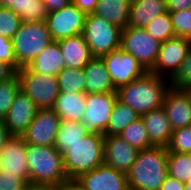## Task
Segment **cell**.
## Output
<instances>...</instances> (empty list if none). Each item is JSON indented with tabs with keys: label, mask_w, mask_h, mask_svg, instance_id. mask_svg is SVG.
<instances>
[{
	"label": "cell",
	"mask_w": 191,
	"mask_h": 190,
	"mask_svg": "<svg viewBox=\"0 0 191 190\" xmlns=\"http://www.w3.org/2000/svg\"><path fill=\"white\" fill-rule=\"evenodd\" d=\"M104 164L127 173L135 162L139 150L118 135L104 137Z\"/></svg>",
	"instance_id": "17"
},
{
	"label": "cell",
	"mask_w": 191,
	"mask_h": 190,
	"mask_svg": "<svg viewBox=\"0 0 191 190\" xmlns=\"http://www.w3.org/2000/svg\"><path fill=\"white\" fill-rule=\"evenodd\" d=\"M162 107L173 130L187 127L191 123V94L188 91L170 88Z\"/></svg>",
	"instance_id": "18"
},
{
	"label": "cell",
	"mask_w": 191,
	"mask_h": 190,
	"mask_svg": "<svg viewBox=\"0 0 191 190\" xmlns=\"http://www.w3.org/2000/svg\"><path fill=\"white\" fill-rule=\"evenodd\" d=\"M184 190H191V179L187 183H185Z\"/></svg>",
	"instance_id": "48"
},
{
	"label": "cell",
	"mask_w": 191,
	"mask_h": 190,
	"mask_svg": "<svg viewBox=\"0 0 191 190\" xmlns=\"http://www.w3.org/2000/svg\"><path fill=\"white\" fill-rule=\"evenodd\" d=\"M66 68H84L93 58L89 45L82 34L71 36L58 41Z\"/></svg>",
	"instance_id": "20"
},
{
	"label": "cell",
	"mask_w": 191,
	"mask_h": 190,
	"mask_svg": "<svg viewBox=\"0 0 191 190\" xmlns=\"http://www.w3.org/2000/svg\"><path fill=\"white\" fill-rule=\"evenodd\" d=\"M187 39L188 42V48H189V52L191 53V36H189Z\"/></svg>",
	"instance_id": "49"
},
{
	"label": "cell",
	"mask_w": 191,
	"mask_h": 190,
	"mask_svg": "<svg viewBox=\"0 0 191 190\" xmlns=\"http://www.w3.org/2000/svg\"><path fill=\"white\" fill-rule=\"evenodd\" d=\"M0 7L13 10L26 22H46L48 17L42 0H0Z\"/></svg>",
	"instance_id": "26"
},
{
	"label": "cell",
	"mask_w": 191,
	"mask_h": 190,
	"mask_svg": "<svg viewBox=\"0 0 191 190\" xmlns=\"http://www.w3.org/2000/svg\"><path fill=\"white\" fill-rule=\"evenodd\" d=\"M27 182L15 174L0 171V190H23Z\"/></svg>",
	"instance_id": "39"
},
{
	"label": "cell",
	"mask_w": 191,
	"mask_h": 190,
	"mask_svg": "<svg viewBox=\"0 0 191 190\" xmlns=\"http://www.w3.org/2000/svg\"><path fill=\"white\" fill-rule=\"evenodd\" d=\"M118 136L139 151L153 146L141 117L128 125Z\"/></svg>",
	"instance_id": "31"
},
{
	"label": "cell",
	"mask_w": 191,
	"mask_h": 190,
	"mask_svg": "<svg viewBox=\"0 0 191 190\" xmlns=\"http://www.w3.org/2000/svg\"><path fill=\"white\" fill-rule=\"evenodd\" d=\"M16 71L9 65L0 61V83L11 79Z\"/></svg>",
	"instance_id": "44"
},
{
	"label": "cell",
	"mask_w": 191,
	"mask_h": 190,
	"mask_svg": "<svg viewBox=\"0 0 191 190\" xmlns=\"http://www.w3.org/2000/svg\"><path fill=\"white\" fill-rule=\"evenodd\" d=\"M161 42L144 28L127 26L121 30L120 48L132 54L146 72H150L158 57Z\"/></svg>",
	"instance_id": "8"
},
{
	"label": "cell",
	"mask_w": 191,
	"mask_h": 190,
	"mask_svg": "<svg viewBox=\"0 0 191 190\" xmlns=\"http://www.w3.org/2000/svg\"><path fill=\"white\" fill-rule=\"evenodd\" d=\"M184 188H185V183L168 175V177L160 186L159 190H184Z\"/></svg>",
	"instance_id": "41"
},
{
	"label": "cell",
	"mask_w": 191,
	"mask_h": 190,
	"mask_svg": "<svg viewBox=\"0 0 191 190\" xmlns=\"http://www.w3.org/2000/svg\"><path fill=\"white\" fill-rule=\"evenodd\" d=\"M167 11L177 12L191 8V0H166Z\"/></svg>",
	"instance_id": "40"
},
{
	"label": "cell",
	"mask_w": 191,
	"mask_h": 190,
	"mask_svg": "<svg viewBox=\"0 0 191 190\" xmlns=\"http://www.w3.org/2000/svg\"><path fill=\"white\" fill-rule=\"evenodd\" d=\"M59 187L50 184L27 183L23 190H58Z\"/></svg>",
	"instance_id": "46"
},
{
	"label": "cell",
	"mask_w": 191,
	"mask_h": 190,
	"mask_svg": "<svg viewBox=\"0 0 191 190\" xmlns=\"http://www.w3.org/2000/svg\"><path fill=\"white\" fill-rule=\"evenodd\" d=\"M52 41L46 22L22 21L12 37L16 71L27 66Z\"/></svg>",
	"instance_id": "5"
},
{
	"label": "cell",
	"mask_w": 191,
	"mask_h": 190,
	"mask_svg": "<svg viewBox=\"0 0 191 190\" xmlns=\"http://www.w3.org/2000/svg\"><path fill=\"white\" fill-rule=\"evenodd\" d=\"M75 181L85 190H129L127 174L104 163Z\"/></svg>",
	"instance_id": "14"
},
{
	"label": "cell",
	"mask_w": 191,
	"mask_h": 190,
	"mask_svg": "<svg viewBox=\"0 0 191 190\" xmlns=\"http://www.w3.org/2000/svg\"><path fill=\"white\" fill-rule=\"evenodd\" d=\"M101 58L116 89L142 77L146 73L137 59L121 48L113 50Z\"/></svg>",
	"instance_id": "10"
},
{
	"label": "cell",
	"mask_w": 191,
	"mask_h": 190,
	"mask_svg": "<svg viewBox=\"0 0 191 190\" xmlns=\"http://www.w3.org/2000/svg\"><path fill=\"white\" fill-rule=\"evenodd\" d=\"M104 135L90 132L81 141L69 146L63 155L64 170L69 180L96 169L104 163Z\"/></svg>",
	"instance_id": "4"
},
{
	"label": "cell",
	"mask_w": 191,
	"mask_h": 190,
	"mask_svg": "<svg viewBox=\"0 0 191 190\" xmlns=\"http://www.w3.org/2000/svg\"><path fill=\"white\" fill-rule=\"evenodd\" d=\"M59 91L64 93H86V78L83 68L64 67L56 76Z\"/></svg>",
	"instance_id": "29"
},
{
	"label": "cell",
	"mask_w": 191,
	"mask_h": 190,
	"mask_svg": "<svg viewBox=\"0 0 191 190\" xmlns=\"http://www.w3.org/2000/svg\"><path fill=\"white\" fill-rule=\"evenodd\" d=\"M21 23L22 19L13 10L0 7V35L12 39Z\"/></svg>",
	"instance_id": "34"
},
{
	"label": "cell",
	"mask_w": 191,
	"mask_h": 190,
	"mask_svg": "<svg viewBox=\"0 0 191 190\" xmlns=\"http://www.w3.org/2000/svg\"><path fill=\"white\" fill-rule=\"evenodd\" d=\"M60 190H85L75 180H69L64 183Z\"/></svg>",
	"instance_id": "47"
},
{
	"label": "cell",
	"mask_w": 191,
	"mask_h": 190,
	"mask_svg": "<svg viewBox=\"0 0 191 190\" xmlns=\"http://www.w3.org/2000/svg\"><path fill=\"white\" fill-rule=\"evenodd\" d=\"M8 127L0 120V152L4 148L7 140L11 137Z\"/></svg>",
	"instance_id": "45"
},
{
	"label": "cell",
	"mask_w": 191,
	"mask_h": 190,
	"mask_svg": "<svg viewBox=\"0 0 191 190\" xmlns=\"http://www.w3.org/2000/svg\"><path fill=\"white\" fill-rule=\"evenodd\" d=\"M170 86L175 90H186L191 88V53L189 52L178 71L170 79Z\"/></svg>",
	"instance_id": "36"
},
{
	"label": "cell",
	"mask_w": 191,
	"mask_h": 190,
	"mask_svg": "<svg viewBox=\"0 0 191 190\" xmlns=\"http://www.w3.org/2000/svg\"><path fill=\"white\" fill-rule=\"evenodd\" d=\"M116 99V93H87L82 124L90 132L104 134Z\"/></svg>",
	"instance_id": "11"
},
{
	"label": "cell",
	"mask_w": 191,
	"mask_h": 190,
	"mask_svg": "<svg viewBox=\"0 0 191 190\" xmlns=\"http://www.w3.org/2000/svg\"><path fill=\"white\" fill-rule=\"evenodd\" d=\"M170 88V79L146 72L142 77L117 88L116 94L119 101L141 116L162 107Z\"/></svg>",
	"instance_id": "1"
},
{
	"label": "cell",
	"mask_w": 191,
	"mask_h": 190,
	"mask_svg": "<svg viewBox=\"0 0 191 190\" xmlns=\"http://www.w3.org/2000/svg\"><path fill=\"white\" fill-rule=\"evenodd\" d=\"M165 12L166 0H132L128 26L145 28L153 19Z\"/></svg>",
	"instance_id": "23"
},
{
	"label": "cell",
	"mask_w": 191,
	"mask_h": 190,
	"mask_svg": "<svg viewBox=\"0 0 191 190\" xmlns=\"http://www.w3.org/2000/svg\"><path fill=\"white\" fill-rule=\"evenodd\" d=\"M38 110L36 104L20 90L2 121L11 135L22 136Z\"/></svg>",
	"instance_id": "16"
},
{
	"label": "cell",
	"mask_w": 191,
	"mask_h": 190,
	"mask_svg": "<svg viewBox=\"0 0 191 190\" xmlns=\"http://www.w3.org/2000/svg\"><path fill=\"white\" fill-rule=\"evenodd\" d=\"M20 90L21 85L17 73L11 79L0 83V120L7 115Z\"/></svg>",
	"instance_id": "33"
},
{
	"label": "cell",
	"mask_w": 191,
	"mask_h": 190,
	"mask_svg": "<svg viewBox=\"0 0 191 190\" xmlns=\"http://www.w3.org/2000/svg\"><path fill=\"white\" fill-rule=\"evenodd\" d=\"M71 2L86 14H89L95 10L98 0H71Z\"/></svg>",
	"instance_id": "42"
},
{
	"label": "cell",
	"mask_w": 191,
	"mask_h": 190,
	"mask_svg": "<svg viewBox=\"0 0 191 190\" xmlns=\"http://www.w3.org/2000/svg\"><path fill=\"white\" fill-rule=\"evenodd\" d=\"M175 36L188 38L191 36V8L169 12Z\"/></svg>",
	"instance_id": "37"
},
{
	"label": "cell",
	"mask_w": 191,
	"mask_h": 190,
	"mask_svg": "<svg viewBox=\"0 0 191 190\" xmlns=\"http://www.w3.org/2000/svg\"><path fill=\"white\" fill-rule=\"evenodd\" d=\"M60 121L52 108L39 109L22 137L27 144L54 146Z\"/></svg>",
	"instance_id": "13"
},
{
	"label": "cell",
	"mask_w": 191,
	"mask_h": 190,
	"mask_svg": "<svg viewBox=\"0 0 191 190\" xmlns=\"http://www.w3.org/2000/svg\"><path fill=\"white\" fill-rule=\"evenodd\" d=\"M168 149L151 146L139 151L127 174L129 190H159L168 177Z\"/></svg>",
	"instance_id": "2"
},
{
	"label": "cell",
	"mask_w": 191,
	"mask_h": 190,
	"mask_svg": "<svg viewBox=\"0 0 191 190\" xmlns=\"http://www.w3.org/2000/svg\"><path fill=\"white\" fill-rule=\"evenodd\" d=\"M143 120L150 143L153 146L169 145L173 129L163 107H159L140 116Z\"/></svg>",
	"instance_id": "19"
},
{
	"label": "cell",
	"mask_w": 191,
	"mask_h": 190,
	"mask_svg": "<svg viewBox=\"0 0 191 190\" xmlns=\"http://www.w3.org/2000/svg\"><path fill=\"white\" fill-rule=\"evenodd\" d=\"M0 61L9 64L16 71L12 39H8L2 35H0Z\"/></svg>",
	"instance_id": "38"
},
{
	"label": "cell",
	"mask_w": 191,
	"mask_h": 190,
	"mask_svg": "<svg viewBox=\"0 0 191 190\" xmlns=\"http://www.w3.org/2000/svg\"><path fill=\"white\" fill-rule=\"evenodd\" d=\"M52 109L61 120L81 121L86 110V93L59 92Z\"/></svg>",
	"instance_id": "24"
},
{
	"label": "cell",
	"mask_w": 191,
	"mask_h": 190,
	"mask_svg": "<svg viewBox=\"0 0 191 190\" xmlns=\"http://www.w3.org/2000/svg\"><path fill=\"white\" fill-rule=\"evenodd\" d=\"M121 28L93 13L86 15L82 36L93 57H102L120 48Z\"/></svg>",
	"instance_id": "6"
},
{
	"label": "cell",
	"mask_w": 191,
	"mask_h": 190,
	"mask_svg": "<svg viewBox=\"0 0 191 190\" xmlns=\"http://www.w3.org/2000/svg\"><path fill=\"white\" fill-rule=\"evenodd\" d=\"M87 93H116V88L101 57H93L83 68Z\"/></svg>",
	"instance_id": "21"
},
{
	"label": "cell",
	"mask_w": 191,
	"mask_h": 190,
	"mask_svg": "<svg viewBox=\"0 0 191 190\" xmlns=\"http://www.w3.org/2000/svg\"><path fill=\"white\" fill-rule=\"evenodd\" d=\"M169 152L191 153V129L189 126L173 130L167 146Z\"/></svg>",
	"instance_id": "35"
},
{
	"label": "cell",
	"mask_w": 191,
	"mask_h": 190,
	"mask_svg": "<svg viewBox=\"0 0 191 190\" xmlns=\"http://www.w3.org/2000/svg\"><path fill=\"white\" fill-rule=\"evenodd\" d=\"M167 170L169 176L187 183L191 179V153L168 151Z\"/></svg>",
	"instance_id": "30"
},
{
	"label": "cell",
	"mask_w": 191,
	"mask_h": 190,
	"mask_svg": "<svg viewBox=\"0 0 191 190\" xmlns=\"http://www.w3.org/2000/svg\"><path fill=\"white\" fill-rule=\"evenodd\" d=\"M27 67L35 73L57 76L65 67L58 41L49 43Z\"/></svg>",
	"instance_id": "22"
},
{
	"label": "cell",
	"mask_w": 191,
	"mask_h": 190,
	"mask_svg": "<svg viewBox=\"0 0 191 190\" xmlns=\"http://www.w3.org/2000/svg\"><path fill=\"white\" fill-rule=\"evenodd\" d=\"M26 157L31 183L61 187L69 181L64 170L63 155L54 146L27 144Z\"/></svg>",
	"instance_id": "3"
},
{
	"label": "cell",
	"mask_w": 191,
	"mask_h": 190,
	"mask_svg": "<svg viewBox=\"0 0 191 190\" xmlns=\"http://www.w3.org/2000/svg\"><path fill=\"white\" fill-rule=\"evenodd\" d=\"M138 118L140 116L133 108L116 99L107 130L103 135H119L128 125Z\"/></svg>",
	"instance_id": "28"
},
{
	"label": "cell",
	"mask_w": 191,
	"mask_h": 190,
	"mask_svg": "<svg viewBox=\"0 0 191 190\" xmlns=\"http://www.w3.org/2000/svg\"><path fill=\"white\" fill-rule=\"evenodd\" d=\"M48 13L60 10L71 2V0H42Z\"/></svg>",
	"instance_id": "43"
},
{
	"label": "cell",
	"mask_w": 191,
	"mask_h": 190,
	"mask_svg": "<svg viewBox=\"0 0 191 190\" xmlns=\"http://www.w3.org/2000/svg\"><path fill=\"white\" fill-rule=\"evenodd\" d=\"M26 146L22 136L12 135L0 152V171L4 174H15L29 183Z\"/></svg>",
	"instance_id": "15"
},
{
	"label": "cell",
	"mask_w": 191,
	"mask_h": 190,
	"mask_svg": "<svg viewBox=\"0 0 191 190\" xmlns=\"http://www.w3.org/2000/svg\"><path fill=\"white\" fill-rule=\"evenodd\" d=\"M86 13L70 2L60 10L48 13L46 20L53 41L82 34Z\"/></svg>",
	"instance_id": "9"
},
{
	"label": "cell",
	"mask_w": 191,
	"mask_h": 190,
	"mask_svg": "<svg viewBox=\"0 0 191 190\" xmlns=\"http://www.w3.org/2000/svg\"><path fill=\"white\" fill-rule=\"evenodd\" d=\"M23 91L39 109L53 108L59 95V85L56 76L35 73L27 66L17 71Z\"/></svg>",
	"instance_id": "7"
},
{
	"label": "cell",
	"mask_w": 191,
	"mask_h": 190,
	"mask_svg": "<svg viewBox=\"0 0 191 190\" xmlns=\"http://www.w3.org/2000/svg\"><path fill=\"white\" fill-rule=\"evenodd\" d=\"M189 53L184 37L175 36L161 43L157 61L150 73L171 79Z\"/></svg>",
	"instance_id": "12"
},
{
	"label": "cell",
	"mask_w": 191,
	"mask_h": 190,
	"mask_svg": "<svg viewBox=\"0 0 191 190\" xmlns=\"http://www.w3.org/2000/svg\"><path fill=\"white\" fill-rule=\"evenodd\" d=\"M89 133L90 131L81 121L61 120L54 147L64 155L69 151V146L81 141Z\"/></svg>",
	"instance_id": "27"
},
{
	"label": "cell",
	"mask_w": 191,
	"mask_h": 190,
	"mask_svg": "<svg viewBox=\"0 0 191 190\" xmlns=\"http://www.w3.org/2000/svg\"><path fill=\"white\" fill-rule=\"evenodd\" d=\"M144 29L161 43L175 37L168 11L153 19Z\"/></svg>",
	"instance_id": "32"
},
{
	"label": "cell",
	"mask_w": 191,
	"mask_h": 190,
	"mask_svg": "<svg viewBox=\"0 0 191 190\" xmlns=\"http://www.w3.org/2000/svg\"><path fill=\"white\" fill-rule=\"evenodd\" d=\"M132 0H98L93 14L103 17L108 22L124 29L129 24Z\"/></svg>",
	"instance_id": "25"
}]
</instances>
